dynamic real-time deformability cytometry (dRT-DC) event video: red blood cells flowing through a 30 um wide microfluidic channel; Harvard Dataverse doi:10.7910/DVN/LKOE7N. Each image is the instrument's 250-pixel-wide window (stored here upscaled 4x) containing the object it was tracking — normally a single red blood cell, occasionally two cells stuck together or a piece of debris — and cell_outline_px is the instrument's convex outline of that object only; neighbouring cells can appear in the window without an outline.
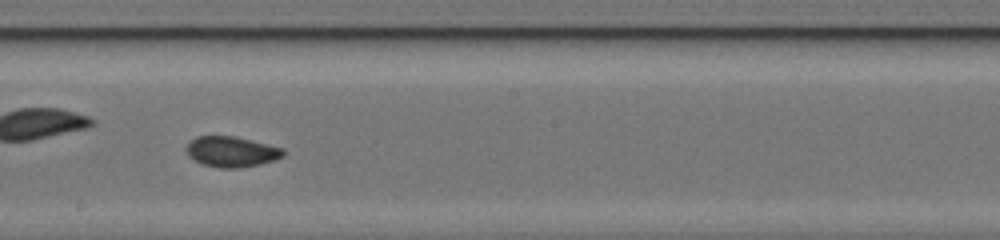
{"species": "common noctule bat (a hibernating species)", "species_latin": "Nyctalus noctula", "temperature_condition": "cold", "stored_images_in_passage": 38, "camera_frame_rate_fps": 3000, "um_per_image_px": 0.085, "animal": {"sex": "female", "body_mass_g": 17.0, "forearm_length_mm": 48.0}, "frame": {"image": 1, "passage_image": 17, "time_ms": 5.333, "image_size_px": [1000, 240], "cell_outline_px": [[284, 156], [276, 160], [260, 164], [240, 168], [220, 168], [200, 164], [188, 156], [184, 148], [196, 136], [232, 136], [284, 148]], "centroid_in_image_um": [19.66, 12.91], "position_along_channel_um": 228.5, "area_um2": 17.34}, "authors_computed_cell_mechanics": {"area_um2": 17.1088, "velocity_mm_per_s": 4.1808, "shape_relaxation_time_tau1_ms": null, "shape_relaxation_time_tau2_ms": 0.8458, "deformation_change_tau1": null, "deformation_change_tau2": 0.0552}}